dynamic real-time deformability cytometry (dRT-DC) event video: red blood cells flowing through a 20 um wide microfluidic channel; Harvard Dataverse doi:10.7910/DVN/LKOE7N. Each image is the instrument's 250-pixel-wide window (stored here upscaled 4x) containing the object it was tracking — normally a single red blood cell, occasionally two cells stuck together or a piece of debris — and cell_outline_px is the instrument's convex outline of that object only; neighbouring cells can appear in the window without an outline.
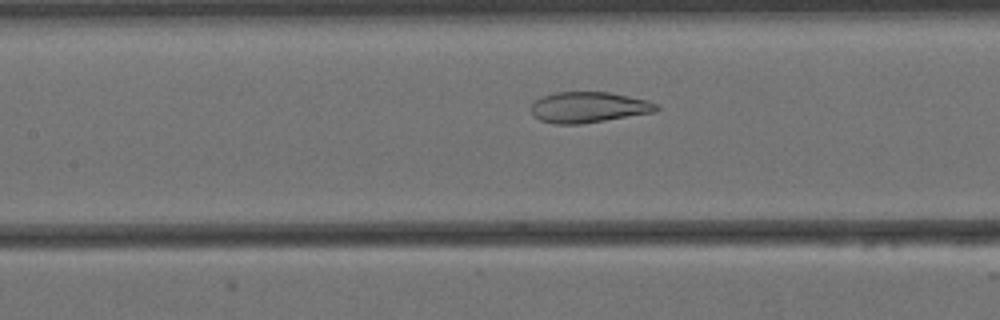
{"species": "Egyptian fruit bat (a non-hibernating species)", "species_latin": "Rousettus aegyptiacus", "temperature_condition": "cold", "stored_images_in_passage": 21, "camera_frame_rate_fps": 3000, "um_per_image_px": 0.085, "animal": {"sex": "female"}, "frame": {"image": 1, "passage_image": 21, "time_ms": 6.667, "image_size_px": [1000, 320], "cell_outline_px": [[660, 108], [656, 112], [580, 124], [556, 124], [540, 120], [532, 116], [532, 104], [540, 96], [556, 92], [608, 92], [648, 100], [660, 104]], "centroid_in_image_um": [50.05, 9.11], "position_along_channel_um": 157.4, "area_um2": 22.6}}